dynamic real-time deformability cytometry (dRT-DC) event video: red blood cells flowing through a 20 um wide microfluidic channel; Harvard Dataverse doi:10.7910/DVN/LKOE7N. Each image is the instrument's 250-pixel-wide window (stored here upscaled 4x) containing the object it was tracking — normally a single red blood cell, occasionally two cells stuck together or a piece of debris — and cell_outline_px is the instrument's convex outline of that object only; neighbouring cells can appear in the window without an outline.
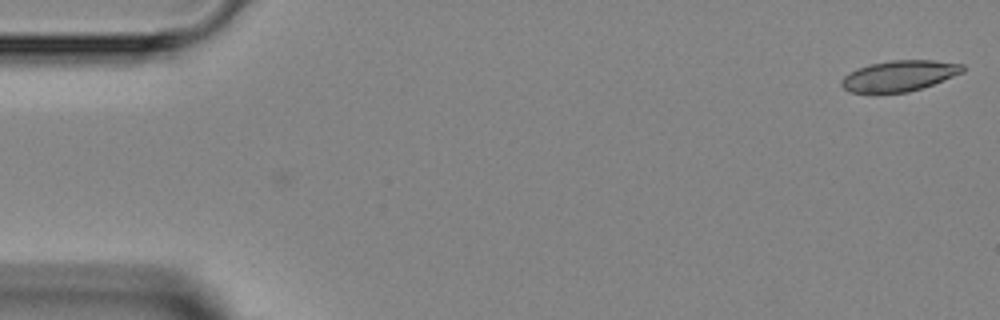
{"species": "Egyptian fruit bat (a non-hibernating species)", "species_latin": "Rousettus aegyptiacus", "temperature_condition": "room temperature", "stored_images_in_passage": 3, "camera_frame_rate_fps": 3000, "um_per_image_px": 0.085, "animal": {"sex": "female"}, "frame": {"image": 1, "passage_image": 1, "time_ms": 0.0, "image_size_px": [1000, 320], "cell_outline_px": [[964, 72], [932, 84], [908, 92], [848, 92], [840, 84], [840, 80], [844, 76], [856, 68], [872, 64], [892, 60], [932, 60], [964, 64]], "centroid_in_image_um": [76.43, 6.44], "position_along_channel_um": 8.6, "area_um2": 21.5}}